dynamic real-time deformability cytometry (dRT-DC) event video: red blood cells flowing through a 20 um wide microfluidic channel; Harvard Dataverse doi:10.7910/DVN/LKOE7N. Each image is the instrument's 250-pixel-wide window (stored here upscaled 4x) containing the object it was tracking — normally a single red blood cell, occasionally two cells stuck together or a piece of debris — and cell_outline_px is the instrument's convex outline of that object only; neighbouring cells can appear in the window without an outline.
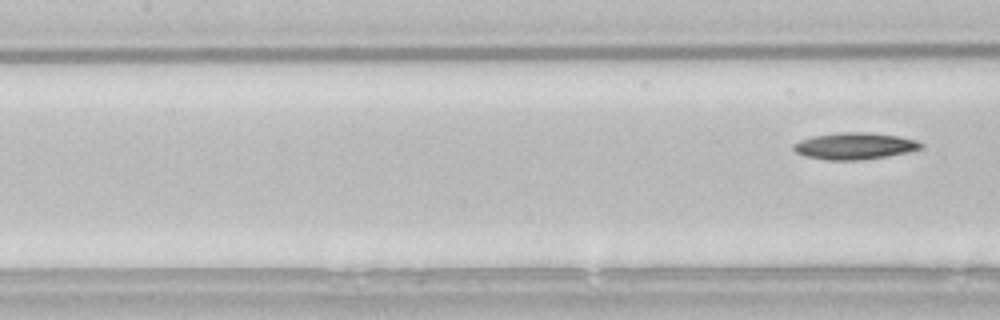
{"species": "common noctule bat (a hibernating species)", "species_latin": "Nyctalus noctula", "temperature_condition": "room temperature", "stored_images_in_passage": 6, "camera_frame_rate_fps": 3000, "um_per_image_px": 0.085, "animal": {"sex": "male", "body_mass_g": 21.5, "forearm_length_mm": 52.0}, "frame": {"image": 1, "passage_image": 6, "time_ms": 1.667, "image_size_px": [1000, 320], "cell_outline_px": [[924, 148], [884, 156], [860, 160], [828, 160], [804, 156], [796, 152], [792, 148], [792, 144], [800, 140], [812, 136], [840, 132], [872, 132], [900, 136], [916, 140], [924, 144]], "centroid_in_image_um": [72.62, 12.39], "position_along_channel_um": 134.8, "area_um2": 19.88}}